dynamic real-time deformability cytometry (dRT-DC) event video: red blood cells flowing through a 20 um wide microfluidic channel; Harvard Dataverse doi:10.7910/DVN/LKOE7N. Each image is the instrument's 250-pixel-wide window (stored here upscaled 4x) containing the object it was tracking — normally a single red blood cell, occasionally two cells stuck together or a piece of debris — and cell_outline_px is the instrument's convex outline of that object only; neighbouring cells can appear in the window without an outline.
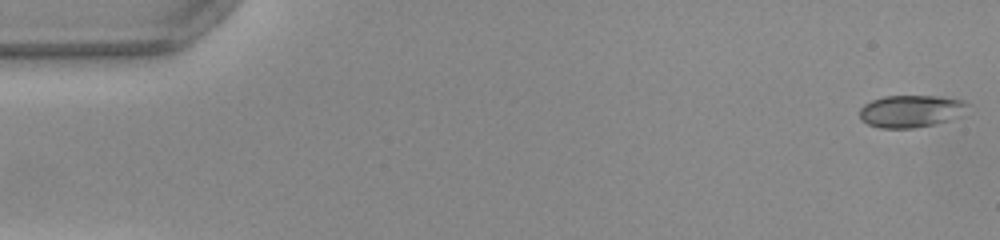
{"species": "common noctule bat (a hibernating species)", "species_latin": "Nyctalus noctula", "temperature_condition": "warm", "stored_images_in_passage": 51, "camera_frame_rate_fps": 3000, "um_per_image_px": 0.085, "animal": {"sex": "female", "body_mass_g": 22.0, "forearm_length_mm": 56.7}, "frame": {"image": 1, "passage_image": 1, "time_ms": 0.0, "image_size_px": [1000, 240], "cell_outline_px": [[968, 104], [960, 116], [948, 120], [932, 124], [912, 128], [880, 128], [868, 124], [860, 116], [860, 108], [864, 104], [872, 100], [884, 96], [940, 96], [964, 100]], "centroid_in_image_um": [77.42, 9.44], "position_along_channel_um": 7.6, "area_um2": 20.11}}
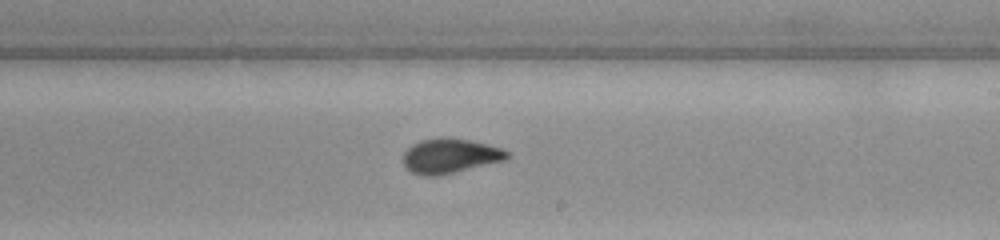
{"frame": {"image": 2, "passage_image": 30, "time_ms": 9.667, "image_size_px": [1000, 240], "cell_outline_px": [[508, 156], [504, 160], [436, 176], [424, 176], [412, 172], [404, 164], [404, 152], [412, 144], [420, 140], [440, 136], [444, 136], [472, 140], [488, 144], [500, 148], [508, 152]], "centroid_in_image_um": [38.22, 13.22], "position_along_channel_um": 250.8, "area_um2": 20.87}}
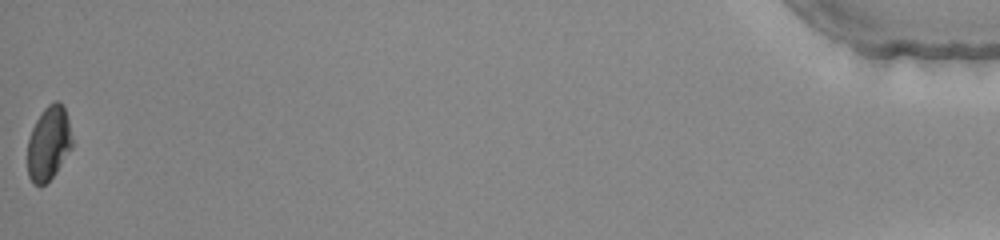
{"frame": {"image": 3, "passage_image": 51, "time_ms": 16.667, "image_size_px": [1000, 240], "cell_outline_px": [[72, 148], [56, 172], [44, 184], [32, 184], [28, 176], [28, 140], [32, 128], [36, 120], [44, 108], [52, 100], [60, 100], [64, 108], [68, 120], [72, 140]], "centroid_in_image_um": [4.13, 12.15], "position_along_channel_um": 431.1, "area_um2": 19.19}, "authors_computed_cell_mechanics": {"area_um2": 20.3456, "velocity_mm_per_s": 4.01, "shape_relaxation_time_tau1_ms": 8.4049, "shape_relaxation_time_tau2_ms": null, "deformation_change_tau1": 0.2156, "deformation_change_tau2": null}}